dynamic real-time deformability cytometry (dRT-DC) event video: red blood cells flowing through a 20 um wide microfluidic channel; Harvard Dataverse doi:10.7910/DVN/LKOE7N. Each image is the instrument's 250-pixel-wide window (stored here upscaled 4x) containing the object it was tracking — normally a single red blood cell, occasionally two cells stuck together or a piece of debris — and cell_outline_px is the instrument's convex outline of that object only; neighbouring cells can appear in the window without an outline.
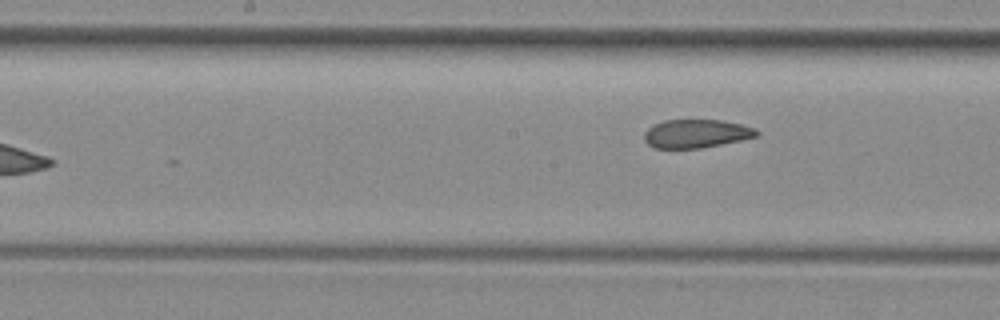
{"species": "common noctule bat (a hibernating species)", "species_latin": "Nyctalus noctula", "temperature_condition": "room temperature", "stored_images_in_passage": 8, "camera_frame_rate_fps": 3000, "um_per_image_px": 0.085, "animal": {"sex": "female", "body_mass_g": 29.2, "forearm_length_mm": 56.3}, "frame": {"image": 1, "passage_image": 8, "time_ms": 2.333, "image_size_px": [1000, 320], "cell_outline_px": [[760, 132], [756, 136], [740, 140], [700, 148], [652, 148], [644, 140], [644, 132], [652, 124], [664, 120], [724, 120], [756, 128]], "centroid_in_image_um": [59.15, 11.35], "position_along_channel_um": 189.1, "area_um2": 18.67}}